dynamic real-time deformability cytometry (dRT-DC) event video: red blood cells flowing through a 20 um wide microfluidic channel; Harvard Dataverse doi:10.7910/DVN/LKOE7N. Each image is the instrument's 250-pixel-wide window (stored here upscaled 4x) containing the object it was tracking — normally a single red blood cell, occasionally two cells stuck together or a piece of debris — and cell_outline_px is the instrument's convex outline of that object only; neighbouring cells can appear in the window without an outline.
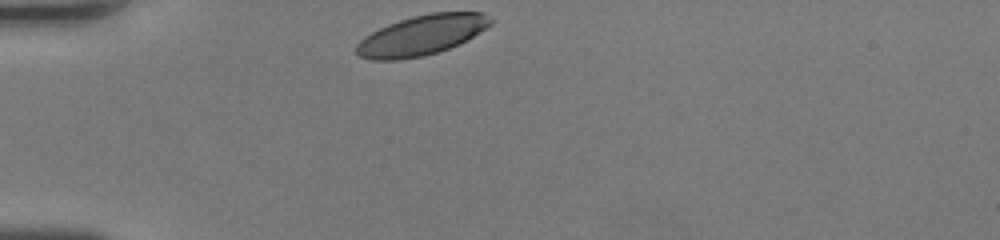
{"species": "human", "species_latin": "Homo sapiens", "temperature_condition": "room temperature", "stored_images_in_passage": 27, "camera_frame_rate_fps": 3000, "um_per_image_px": 0.085, "donor": {"sex": "female"}, "frame": {"image": 1, "passage_image": 1, "time_ms": 0.0, "image_size_px": [1000, 240], "cell_outline_px": [[492, 24], [480, 32], [448, 48], [424, 56], [400, 60], [372, 60], [360, 56], [356, 52], [356, 44], [364, 36], [388, 24], [412, 16], [432, 12], [484, 12], [492, 20]], "centroid_in_image_um": [35.82, 2.99], "position_along_channel_um": 49.2, "area_um2": 31.04}}
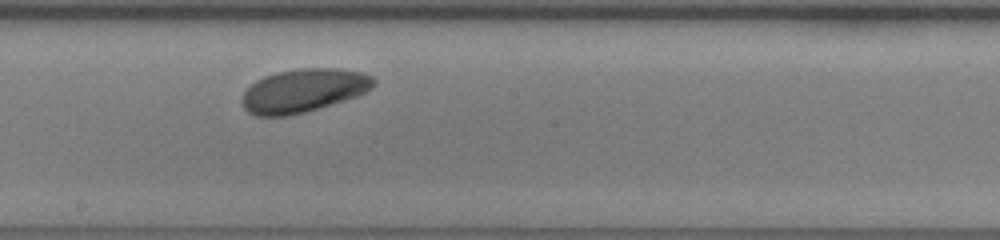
{"frame": {"image": 2, "passage_image": 15, "time_ms": 4.667, "image_size_px": [1000, 240], "cell_outline_px": [[376, 84], [372, 88], [356, 96], [344, 100], [304, 112], [288, 116], [256, 116], [248, 112], [244, 108], [240, 100], [244, 92], [256, 80], [264, 76], [276, 72], [300, 68], [336, 68], [364, 72], [372, 76], [376, 80]], "centroid_in_image_um": [25.79, 7.69], "position_along_channel_um": 222.4, "area_um2": 33.35}}
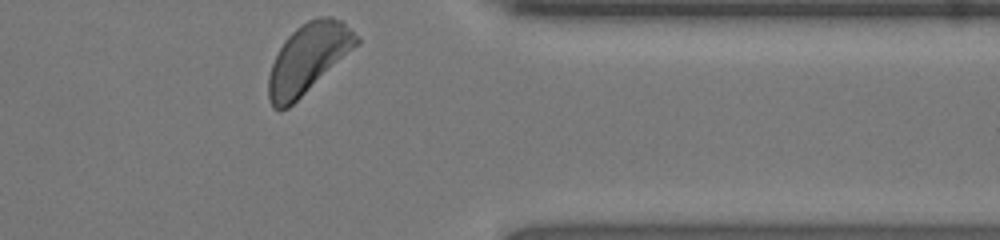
{"frame": {"image": 3, "passage_image": 27, "time_ms": 8.667, "image_size_px": [1000, 240], "cell_outline_px": [[360, 44], [288, 108], [272, 108], [268, 100], [268, 76], [272, 64], [284, 40], [300, 24], [308, 20], [320, 16], [332, 16], [340, 20], [360, 36]], "centroid_in_image_um": [26.21, 4.94], "position_along_channel_um": 385.2, "area_um2": 35.49}, "authors_computed_cell_mechanics": {"area_um2": 33.235, "velocity_mm_per_s": 4.273, "shape_relaxation_time_tau1_ms": 2.2121, "shape_relaxation_time_tau2_ms": null, "deformation_change_tau1": 0.1143, "deformation_change_tau2": null}}